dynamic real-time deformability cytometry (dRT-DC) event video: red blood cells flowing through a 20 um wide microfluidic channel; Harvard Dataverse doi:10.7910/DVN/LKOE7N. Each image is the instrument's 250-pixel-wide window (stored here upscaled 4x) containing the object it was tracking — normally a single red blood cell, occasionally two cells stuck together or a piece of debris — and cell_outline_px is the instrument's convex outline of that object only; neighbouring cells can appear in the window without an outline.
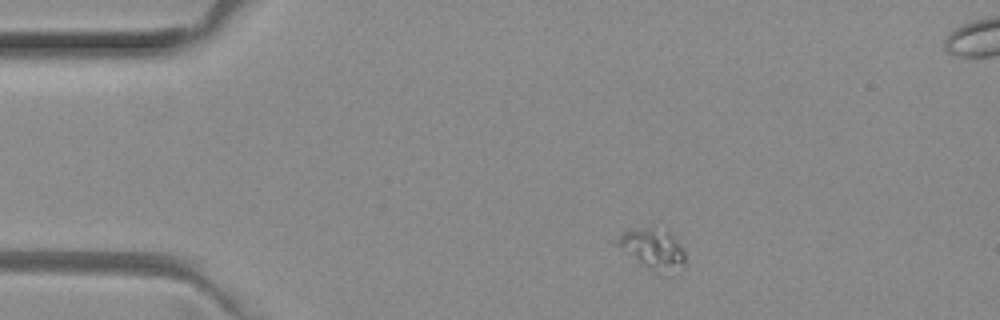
{"species": "common noctule bat (a hibernating species)", "species_latin": "Nyctalus noctula", "temperature_condition": "room temperature", "stored_images_in_passage": 48, "camera_frame_rate_fps": 3000, "um_per_image_px": 0.085, "animal": {"sex": "female", "body_mass_g": 29.2, "forearm_length_mm": 56.3}, "frame": {"image": 1, "passage_image": 4, "time_ms": 1.0, "image_size_px": [1000, 320], "cell_outline_px": [[684, 268], [668, 276], [660, 276], [612, 244], [608, 240], [632, 228], [668, 224], [680, 244], [684, 252]], "centroid_in_image_um": [55.48, 21.11], "position_along_channel_um": 29.5, "area_um2": 17.74}}
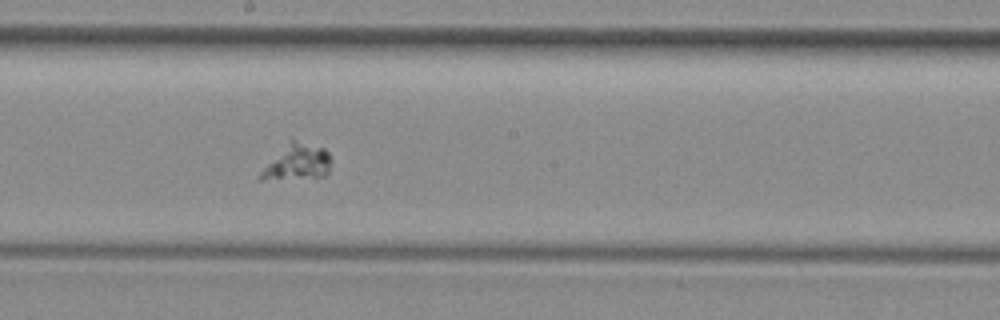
{"frame": {"image": 2, "passage_image": 23, "time_ms": 7.333, "image_size_px": [1000, 320], "cell_outline_px": [[328, 172], [324, 176], [260, 180], [256, 180], [256, 176], [288, 140], [292, 140], [324, 148], [328, 152]], "centroid_in_image_um": [25.18, 13.8], "position_along_channel_um": 223.0, "area_um2": 14.33}}
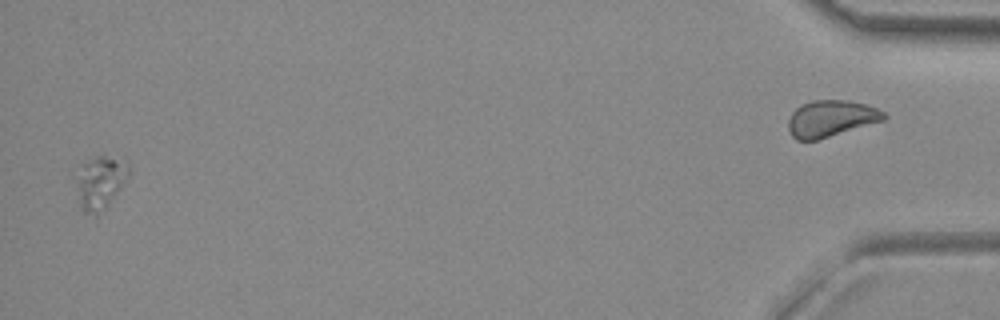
{"frame": {"image": 3, "passage_image": 46, "time_ms": 15.0, "image_size_px": [1000, 320], "cell_outline_px": [[132, 172], [124, 184], [96, 224], [80, 208], [72, 176], [84, 164], [96, 156], [104, 156], [128, 164]], "centroid_in_image_um": [8.46, 15.68], "position_along_channel_um": 426.7, "area_um2": 17.4}}